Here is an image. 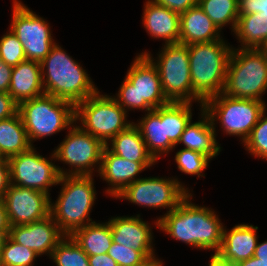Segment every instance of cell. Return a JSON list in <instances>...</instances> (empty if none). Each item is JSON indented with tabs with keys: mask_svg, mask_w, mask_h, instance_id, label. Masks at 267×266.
<instances>
[{
	"mask_svg": "<svg viewBox=\"0 0 267 266\" xmlns=\"http://www.w3.org/2000/svg\"><path fill=\"white\" fill-rule=\"evenodd\" d=\"M50 195L31 188L10 184L3 202L9 223L26 225L47 218L50 215Z\"/></svg>",
	"mask_w": 267,
	"mask_h": 266,
	"instance_id": "15",
	"label": "cell"
},
{
	"mask_svg": "<svg viewBox=\"0 0 267 266\" xmlns=\"http://www.w3.org/2000/svg\"><path fill=\"white\" fill-rule=\"evenodd\" d=\"M265 101L236 99L223 93L214 95L203 102L202 109L208 114L214 128L220 123L222 131L244 141L267 109ZM216 121V122H215Z\"/></svg>",
	"mask_w": 267,
	"mask_h": 266,
	"instance_id": "9",
	"label": "cell"
},
{
	"mask_svg": "<svg viewBox=\"0 0 267 266\" xmlns=\"http://www.w3.org/2000/svg\"><path fill=\"white\" fill-rule=\"evenodd\" d=\"M254 257L260 259V261L267 263V241L258 243L255 248Z\"/></svg>",
	"mask_w": 267,
	"mask_h": 266,
	"instance_id": "44",
	"label": "cell"
},
{
	"mask_svg": "<svg viewBox=\"0 0 267 266\" xmlns=\"http://www.w3.org/2000/svg\"><path fill=\"white\" fill-rule=\"evenodd\" d=\"M134 125L139 129L148 153L156 162L161 155H167L175 145L166 136L165 121H161V106L145 113Z\"/></svg>",
	"mask_w": 267,
	"mask_h": 266,
	"instance_id": "24",
	"label": "cell"
},
{
	"mask_svg": "<svg viewBox=\"0 0 267 266\" xmlns=\"http://www.w3.org/2000/svg\"><path fill=\"white\" fill-rule=\"evenodd\" d=\"M12 5V21L8 29L21 42L26 59L41 62L56 43L49 23L20 0H13Z\"/></svg>",
	"mask_w": 267,
	"mask_h": 266,
	"instance_id": "13",
	"label": "cell"
},
{
	"mask_svg": "<svg viewBox=\"0 0 267 266\" xmlns=\"http://www.w3.org/2000/svg\"><path fill=\"white\" fill-rule=\"evenodd\" d=\"M88 261L90 266H118L107 253L88 256Z\"/></svg>",
	"mask_w": 267,
	"mask_h": 266,
	"instance_id": "42",
	"label": "cell"
},
{
	"mask_svg": "<svg viewBox=\"0 0 267 266\" xmlns=\"http://www.w3.org/2000/svg\"><path fill=\"white\" fill-rule=\"evenodd\" d=\"M209 266H235L234 264L224 261L218 254H212L208 263Z\"/></svg>",
	"mask_w": 267,
	"mask_h": 266,
	"instance_id": "46",
	"label": "cell"
},
{
	"mask_svg": "<svg viewBox=\"0 0 267 266\" xmlns=\"http://www.w3.org/2000/svg\"><path fill=\"white\" fill-rule=\"evenodd\" d=\"M159 5H163L168 9L181 14L186 12L189 8L197 5L198 0H152Z\"/></svg>",
	"mask_w": 267,
	"mask_h": 266,
	"instance_id": "39",
	"label": "cell"
},
{
	"mask_svg": "<svg viewBox=\"0 0 267 266\" xmlns=\"http://www.w3.org/2000/svg\"><path fill=\"white\" fill-rule=\"evenodd\" d=\"M169 178L157 176L140 178L129 184L115 198L150 209L166 208L169 213L190 193L189 187H185V184H182L176 177Z\"/></svg>",
	"mask_w": 267,
	"mask_h": 266,
	"instance_id": "12",
	"label": "cell"
},
{
	"mask_svg": "<svg viewBox=\"0 0 267 266\" xmlns=\"http://www.w3.org/2000/svg\"><path fill=\"white\" fill-rule=\"evenodd\" d=\"M104 147L99 139L74 123L63 141L53 151L55 161L68 164L71 168L67 170L57 165L60 176L93 175L94 171L98 173ZM95 166L97 170H94Z\"/></svg>",
	"mask_w": 267,
	"mask_h": 266,
	"instance_id": "11",
	"label": "cell"
},
{
	"mask_svg": "<svg viewBox=\"0 0 267 266\" xmlns=\"http://www.w3.org/2000/svg\"><path fill=\"white\" fill-rule=\"evenodd\" d=\"M0 38V59L8 66L15 67L26 59L23 46L11 29Z\"/></svg>",
	"mask_w": 267,
	"mask_h": 266,
	"instance_id": "35",
	"label": "cell"
},
{
	"mask_svg": "<svg viewBox=\"0 0 267 266\" xmlns=\"http://www.w3.org/2000/svg\"><path fill=\"white\" fill-rule=\"evenodd\" d=\"M222 32L198 6L180 14V43L211 42L223 38Z\"/></svg>",
	"mask_w": 267,
	"mask_h": 266,
	"instance_id": "23",
	"label": "cell"
},
{
	"mask_svg": "<svg viewBox=\"0 0 267 266\" xmlns=\"http://www.w3.org/2000/svg\"><path fill=\"white\" fill-rule=\"evenodd\" d=\"M42 83L46 95L76 105L95 94L98 88L86 70L55 43L41 62Z\"/></svg>",
	"mask_w": 267,
	"mask_h": 266,
	"instance_id": "2",
	"label": "cell"
},
{
	"mask_svg": "<svg viewBox=\"0 0 267 266\" xmlns=\"http://www.w3.org/2000/svg\"><path fill=\"white\" fill-rule=\"evenodd\" d=\"M9 237L18 244L35 251L39 256L47 254L50 258L53 250L65 235L49 215L31 224L11 226Z\"/></svg>",
	"mask_w": 267,
	"mask_h": 266,
	"instance_id": "16",
	"label": "cell"
},
{
	"mask_svg": "<svg viewBox=\"0 0 267 266\" xmlns=\"http://www.w3.org/2000/svg\"><path fill=\"white\" fill-rule=\"evenodd\" d=\"M31 147L19 113L0 120V157L9 159L28 151Z\"/></svg>",
	"mask_w": 267,
	"mask_h": 266,
	"instance_id": "26",
	"label": "cell"
},
{
	"mask_svg": "<svg viewBox=\"0 0 267 266\" xmlns=\"http://www.w3.org/2000/svg\"><path fill=\"white\" fill-rule=\"evenodd\" d=\"M71 237L88 256L107 253L113 242L109 222L87 224Z\"/></svg>",
	"mask_w": 267,
	"mask_h": 266,
	"instance_id": "27",
	"label": "cell"
},
{
	"mask_svg": "<svg viewBox=\"0 0 267 266\" xmlns=\"http://www.w3.org/2000/svg\"><path fill=\"white\" fill-rule=\"evenodd\" d=\"M154 163L156 164V162L128 161L111 153L105 146L97 175L108 183L109 187L105 193L113 198L117 197L129 184L140 179L139 174L155 165Z\"/></svg>",
	"mask_w": 267,
	"mask_h": 266,
	"instance_id": "18",
	"label": "cell"
},
{
	"mask_svg": "<svg viewBox=\"0 0 267 266\" xmlns=\"http://www.w3.org/2000/svg\"><path fill=\"white\" fill-rule=\"evenodd\" d=\"M192 196L189 193L174 210L157 218L154 224L176 241L217 254L222 245L224 225L214 210L192 203Z\"/></svg>",
	"mask_w": 267,
	"mask_h": 266,
	"instance_id": "1",
	"label": "cell"
},
{
	"mask_svg": "<svg viewBox=\"0 0 267 266\" xmlns=\"http://www.w3.org/2000/svg\"><path fill=\"white\" fill-rule=\"evenodd\" d=\"M110 142L105 145L106 148L121 158L131 162H156L148 153L143 137L134 123L118 133Z\"/></svg>",
	"mask_w": 267,
	"mask_h": 266,
	"instance_id": "25",
	"label": "cell"
},
{
	"mask_svg": "<svg viewBox=\"0 0 267 266\" xmlns=\"http://www.w3.org/2000/svg\"><path fill=\"white\" fill-rule=\"evenodd\" d=\"M139 266H163V261L158 258L147 259L142 265Z\"/></svg>",
	"mask_w": 267,
	"mask_h": 266,
	"instance_id": "47",
	"label": "cell"
},
{
	"mask_svg": "<svg viewBox=\"0 0 267 266\" xmlns=\"http://www.w3.org/2000/svg\"><path fill=\"white\" fill-rule=\"evenodd\" d=\"M143 10L142 24L152 38L180 43V14L152 0L145 2Z\"/></svg>",
	"mask_w": 267,
	"mask_h": 266,
	"instance_id": "19",
	"label": "cell"
},
{
	"mask_svg": "<svg viewBox=\"0 0 267 266\" xmlns=\"http://www.w3.org/2000/svg\"><path fill=\"white\" fill-rule=\"evenodd\" d=\"M10 223L3 202L0 200V231H9Z\"/></svg>",
	"mask_w": 267,
	"mask_h": 266,
	"instance_id": "43",
	"label": "cell"
},
{
	"mask_svg": "<svg viewBox=\"0 0 267 266\" xmlns=\"http://www.w3.org/2000/svg\"><path fill=\"white\" fill-rule=\"evenodd\" d=\"M93 176H60L58 184L62 188L55 202L50 199V216L65 236H71L77 229L95 222L90 218L97 199Z\"/></svg>",
	"mask_w": 267,
	"mask_h": 266,
	"instance_id": "4",
	"label": "cell"
},
{
	"mask_svg": "<svg viewBox=\"0 0 267 266\" xmlns=\"http://www.w3.org/2000/svg\"><path fill=\"white\" fill-rule=\"evenodd\" d=\"M128 113L110 95L97 91L75 105V123L106 145L133 122L127 121ZM79 121V122H77Z\"/></svg>",
	"mask_w": 267,
	"mask_h": 266,
	"instance_id": "8",
	"label": "cell"
},
{
	"mask_svg": "<svg viewBox=\"0 0 267 266\" xmlns=\"http://www.w3.org/2000/svg\"><path fill=\"white\" fill-rule=\"evenodd\" d=\"M258 49L267 57V38L263 41Z\"/></svg>",
	"mask_w": 267,
	"mask_h": 266,
	"instance_id": "49",
	"label": "cell"
},
{
	"mask_svg": "<svg viewBox=\"0 0 267 266\" xmlns=\"http://www.w3.org/2000/svg\"><path fill=\"white\" fill-rule=\"evenodd\" d=\"M192 102H172L161 106V121H165L166 136L175 145L192 119Z\"/></svg>",
	"mask_w": 267,
	"mask_h": 266,
	"instance_id": "29",
	"label": "cell"
},
{
	"mask_svg": "<svg viewBox=\"0 0 267 266\" xmlns=\"http://www.w3.org/2000/svg\"><path fill=\"white\" fill-rule=\"evenodd\" d=\"M210 158L201 152L193 151L190 149H180L175 154V162L178 170L188 175H197L199 177H205V169L209 166Z\"/></svg>",
	"mask_w": 267,
	"mask_h": 266,
	"instance_id": "33",
	"label": "cell"
},
{
	"mask_svg": "<svg viewBox=\"0 0 267 266\" xmlns=\"http://www.w3.org/2000/svg\"><path fill=\"white\" fill-rule=\"evenodd\" d=\"M201 118L197 122H190L186 125L178 144H183L184 149L201 152L211 160L217 157L222 147L217 142V132L213 127L208 114L200 108Z\"/></svg>",
	"mask_w": 267,
	"mask_h": 266,
	"instance_id": "22",
	"label": "cell"
},
{
	"mask_svg": "<svg viewBox=\"0 0 267 266\" xmlns=\"http://www.w3.org/2000/svg\"><path fill=\"white\" fill-rule=\"evenodd\" d=\"M137 216L111 217L108 221L112 241L140 251L147 259L157 258L153 249V232L149 223Z\"/></svg>",
	"mask_w": 267,
	"mask_h": 266,
	"instance_id": "17",
	"label": "cell"
},
{
	"mask_svg": "<svg viewBox=\"0 0 267 266\" xmlns=\"http://www.w3.org/2000/svg\"><path fill=\"white\" fill-rule=\"evenodd\" d=\"M258 226L252 224H238L230 231L223 228L222 245L218 255L231 264L247 260L254 256L258 244Z\"/></svg>",
	"mask_w": 267,
	"mask_h": 266,
	"instance_id": "20",
	"label": "cell"
},
{
	"mask_svg": "<svg viewBox=\"0 0 267 266\" xmlns=\"http://www.w3.org/2000/svg\"><path fill=\"white\" fill-rule=\"evenodd\" d=\"M29 142L68 130L75 123V105L50 95L26 100L18 105Z\"/></svg>",
	"mask_w": 267,
	"mask_h": 266,
	"instance_id": "7",
	"label": "cell"
},
{
	"mask_svg": "<svg viewBox=\"0 0 267 266\" xmlns=\"http://www.w3.org/2000/svg\"><path fill=\"white\" fill-rule=\"evenodd\" d=\"M8 94L18 105L44 95L41 63L25 60L13 67Z\"/></svg>",
	"mask_w": 267,
	"mask_h": 266,
	"instance_id": "21",
	"label": "cell"
},
{
	"mask_svg": "<svg viewBox=\"0 0 267 266\" xmlns=\"http://www.w3.org/2000/svg\"><path fill=\"white\" fill-rule=\"evenodd\" d=\"M113 98L127 113L133 109L149 112L170 102L163 93L156 66L145 54L135 57Z\"/></svg>",
	"mask_w": 267,
	"mask_h": 266,
	"instance_id": "5",
	"label": "cell"
},
{
	"mask_svg": "<svg viewBox=\"0 0 267 266\" xmlns=\"http://www.w3.org/2000/svg\"><path fill=\"white\" fill-rule=\"evenodd\" d=\"M267 91V57L254 48L233 47L223 94L236 99L264 101Z\"/></svg>",
	"mask_w": 267,
	"mask_h": 266,
	"instance_id": "6",
	"label": "cell"
},
{
	"mask_svg": "<svg viewBox=\"0 0 267 266\" xmlns=\"http://www.w3.org/2000/svg\"><path fill=\"white\" fill-rule=\"evenodd\" d=\"M267 109L262 113L257 124L253 127L243 147L253 157L267 160Z\"/></svg>",
	"mask_w": 267,
	"mask_h": 266,
	"instance_id": "34",
	"label": "cell"
},
{
	"mask_svg": "<svg viewBox=\"0 0 267 266\" xmlns=\"http://www.w3.org/2000/svg\"><path fill=\"white\" fill-rule=\"evenodd\" d=\"M227 44L221 38L187 45L193 101L200 103L201 108L206 99L224 90L227 66L233 49L232 45Z\"/></svg>",
	"mask_w": 267,
	"mask_h": 266,
	"instance_id": "3",
	"label": "cell"
},
{
	"mask_svg": "<svg viewBox=\"0 0 267 266\" xmlns=\"http://www.w3.org/2000/svg\"><path fill=\"white\" fill-rule=\"evenodd\" d=\"M107 254L116 261L118 266H139L147 260L140 251L115 242H112Z\"/></svg>",
	"mask_w": 267,
	"mask_h": 266,
	"instance_id": "36",
	"label": "cell"
},
{
	"mask_svg": "<svg viewBox=\"0 0 267 266\" xmlns=\"http://www.w3.org/2000/svg\"><path fill=\"white\" fill-rule=\"evenodd\" d=\"M50 259L56 266H90L88 255L71 236H65L57 244Z\"/></svg>",
	"mask_w": 267,
	"mask_h": 266,
	"instance_id": "31",
	"label": "cell"
},
{
	"mask_svg": "<svg viewBox=\"0 0 267 266\" xmlns=\"http://www.w3.org/2000/svg\"><path fill=\"white\" fill-rule=\"evenodd\" d=\"M35 149L32 146L28 151L8 159L10 184L31 188L50 195L51 186L59 185L60 179V174L54 161L55 156L52 152L49 160L40 155Z\"/></svg>",
	"mask_w": 267,
	"mask_h": 266,
	"instance_id": "14",
	"label": "cell"
},
{
	"mask_svg": "<svg viewBox=\"0 0 267 266\" xmlns=\"http://www.w3.org/2000/svg\"><path fill=\"white\" fill-rule=\"evenodd\" d=\"M163 46L156 59L147 51L140 54H145L156 66L163 93L169 101L193 102L188 46L182 43Z\"/></svg>",
	"mask_w": 267,
	"mask_h": 266,
	"instance_id": "10",
	"label": "cell"
},
{
	"mask_svg": "<svg viewBox=\"0 0 267 266\" xmlns=\"http://www.w3.org/2000/svg\"><path fill=\"white\" fill-rule=\"evenodd\" d=\"M10 186V167L8 159L0 157V200Z\"/></svg>",
	"mask_w": 267,
	"mask_h": 266,
	"instance_id": "40",
	"label": "cell"
},
{
	"mask_svg": "<svg viewBox=\"0 0 267 266\" xmlns=\"http://www.w3.org/2000/svg\"><path fill=\"white\" fill-rule=\"evenodd\" d=\"M12 69L0 59V92L8 93Z\"/></svg>",
	"mask_w": 267,
	"mask_h": 266,
	"instance_id": "41",
	"label": "cell"
},
{
	"mask_svg": "<svg viewBox=\"0 0 267 266\" xmlns=\"http://www.w3.org/2000/svg\"><path fill=\"white\" fill-rule=\"evenodd\" d=\"M234 33L240 42L238 48L258 49L267 38V18L259 13L239 15Z\"/></svg>",
	"mask_w": 267,
	"mask_h": 266,
	"instance_id": "28",
	"label": "cell"
},
{
	"mask_svg": "<svg viewBox=\"0 0 267 266\" xmlns=\"http://www.w3.org/2000/svg\"><path fill=\"white\" fill-rule=\"evenodd\" d=\"M239 15L259 13L267 18V0H238Z\"/></svg>",
	"mask_w": 267,
	"mask_h": 266,
	"instance_id": "37",
	"label": "cell"
},
{
	"mask_svg": "<svg viewBox=\"0 0 267 266\" xmlns=\"http://www.w3.org/2000/svg\"><path fill=\"white\" fill-rule=\"evenodd\" d=\"M39 255L7 237L1 252L0 266H34Z\"/></svg>",
	"mask_w": 267,
	"mask_h": 266,
	"instance_id": "32",
	"label": "cell"
},
{
	"mask_svg": "<svg viewBox=\"0 0 267 266\" xmlns=\"http://www.w3.org/2000/svg\"><path fill=\"white\" fill-rule=\"evenodd\" d=\"M18 113V104L5 92H0V120L11 118Z\"/></svg>",
	"mask_w": 267,
	"mask_h": 266,
	"instance_id": "38",
	"label": "cell"
},
{
	"mask_svg": "<svg viewBox=\"0 0 267 266\" xmlns=\"http://www.w3.org/2000/svg\"><path fill=\"white\" fill-rule=\"evenodd\" d=\"M238 0H198L197 5L222 30L230 25L234 32L239 17Z\"/></svg>",
	"mask_w": 267,
	"mask_h": 266,
	"instance_id": "30",
	"label": "cell"
},
{
	"mask_svg": "<svg viewBox=\"0 0 267 266\" xmlns=\"http://www.w3.org/2000/svg\"><path fill=\"white\" fill-rule=\"evenodd\" d=\"M235 266H267V263L260 261V259L252 256L247 260H243L235 264Z\"/></svg>",
	"mask_w": 267,
	"mask_h": 266,
	"instance_id": "45",
	"label": "cell"
},
{
	"mask_svg": "<svg viewBox=\"0 0 267 266\" xmlns=\"http://www.w3.org/2000/svg\"><path fill=\"white\" fill-rule=\"evenodd\" d=\"M8 236H9V231H0V261H1L2 248Z\"/></svg>",
	"mask_w": 267,
	"mask_h": 266,
	"instance_id": "48",
	"label": "cell"
}]
</instances>
